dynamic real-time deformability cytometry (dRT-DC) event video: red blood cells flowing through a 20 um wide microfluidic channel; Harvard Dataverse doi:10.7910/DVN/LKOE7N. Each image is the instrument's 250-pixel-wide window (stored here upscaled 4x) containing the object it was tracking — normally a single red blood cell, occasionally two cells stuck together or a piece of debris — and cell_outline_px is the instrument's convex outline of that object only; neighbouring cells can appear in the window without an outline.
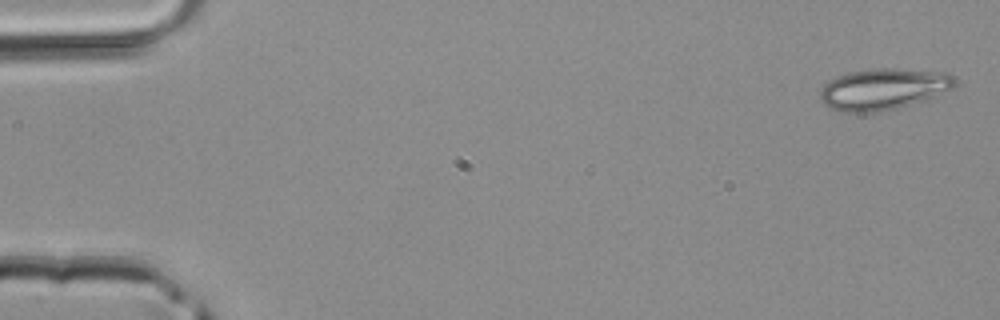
{"species": "common noctule bat (a hibernating species)", "species_latin": "Nyctalus noctula", "temperature_condition": "room temperature", "stored_images_in_passage": 5, "segment_of_instrument_passage": [2, 2], "camera_frame_rate_fps": 3000, "um_per_image_px": 0.085, "animal": {"sex": "male", "body_mass_g": 20.4}, "frame": {"image": 1, "passage_image": 5, "time_ms": 1.333, "image_size_px": [1000, 320], "cell_outline_px": [[956, 80], [952, 88], [924, 100], [896, 108], [880, 112], [840, 112], [824, 104], [820, 100], [820, 88], [828, 80], [836, 76], [852, 72], [876, 68], [892, 68], [944, 72], [956, 76]], "centroid_in_image_um": [75.05, 7.57], "position_along_channel_um": 10.0, "area_um2": 32.37}}